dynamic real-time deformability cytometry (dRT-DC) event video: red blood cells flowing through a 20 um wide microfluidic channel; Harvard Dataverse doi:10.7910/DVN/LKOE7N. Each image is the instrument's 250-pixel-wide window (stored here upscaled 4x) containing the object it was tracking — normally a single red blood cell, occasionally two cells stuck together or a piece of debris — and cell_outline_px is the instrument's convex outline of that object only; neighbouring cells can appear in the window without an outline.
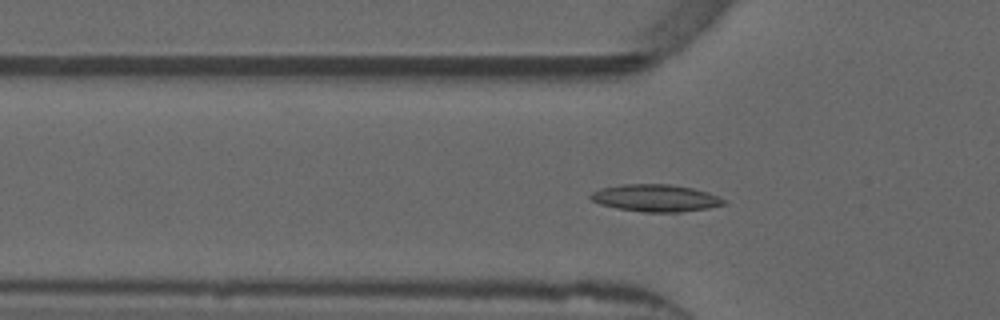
{"species": "common noctule bat (a hibernating species)", "species_latin": "Nyctalus noctula", "temperature_condition": "warm", "stored_images_in_passage": 27, "camera_frame_rate_fps": 3000, "um_per_image_px": 0.085, "animal": {"sex": "male", "forearm_length_mm": 52.5}, "frame": {"image": 1, "passage_image": 16, "time_ms": 5.0, "image_size_px": [1000, 320], "cell_outline_px": [[728, 204], [708, 208], [680, 212], [644, 212], [616, 208], [600, 204], [592, 200], [588, 196], [592, 192], [600, 188], [620, 184], [672, 184], [692, 188], [708, 192], [724, 200]], "centroid_in_image_um": [55.71, 16.83], "position_along_channel_um": 70.1, "area_um2": 21.15}}